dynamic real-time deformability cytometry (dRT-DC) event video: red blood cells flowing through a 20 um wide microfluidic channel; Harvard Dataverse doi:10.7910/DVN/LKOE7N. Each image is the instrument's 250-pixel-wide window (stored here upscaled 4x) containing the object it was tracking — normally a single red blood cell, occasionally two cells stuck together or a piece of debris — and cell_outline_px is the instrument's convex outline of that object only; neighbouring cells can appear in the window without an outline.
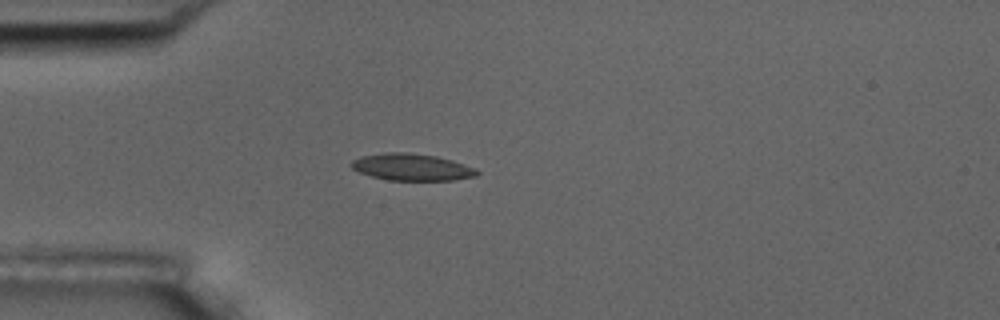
{"species": "common noctule bat (a hibernating species)", "species_latin": "Nyctalus noctula", "temperature_condition": "room temperature", "stored_images_in_passage": 1, "camera_frame_rate_fps": 3000, "um_per_image_px": 0.085, "animal": {"sex": "male", "body_mass_g": 17.5, "forearm_length_mm": 52.3}, "frame": {"image": 1, "passage_image": 1, "time_ms": 0.0, "image_size_px": [1000, 320], "cell_outline_px": [[480, 172], [476, 176], [452, 180], [388, 180], [372, 176], [360, 172], [352, 168], [348, 164], [352, 160], [360, 156], [384, 152], [408, 152], [436, 156], [452, 160], [476, 168]], "centroid_in_image_um": [34.98, 14.19], "position_along_channel_um": 50.0, "area_um2": 19.77}}